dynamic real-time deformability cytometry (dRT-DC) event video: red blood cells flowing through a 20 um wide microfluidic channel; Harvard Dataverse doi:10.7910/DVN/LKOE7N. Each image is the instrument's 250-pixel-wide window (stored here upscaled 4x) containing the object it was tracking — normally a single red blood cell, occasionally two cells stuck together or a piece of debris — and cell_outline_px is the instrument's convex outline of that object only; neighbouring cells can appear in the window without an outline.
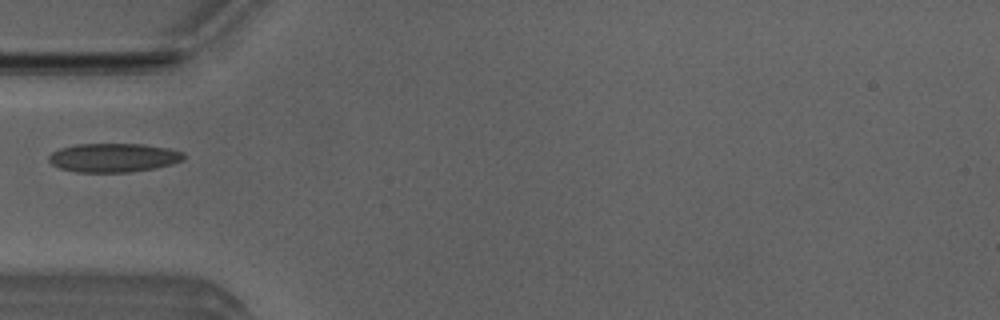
{"species": "Egyptian fruit bat (a non-hibernating species)", "species_latin": "Rousettus aegyptiacus", "temperature_condition": "room temperature", "stored_images_in_passage": 1, "camera_frame_rate_fps": 3000, "um_per_image_px": 0.085, "animal": {"sex": "male"}, "frame": {"image": 1, "passage_image": 1, "time_ms": 0.0, "image_size_px": [1000, 320], "cell_outline_px": [[184, 160], [172, 164], [156, 168], [128, 172], [76, 172], [60, 168], [52, 164], [48, 160], [48, 156], [52, 152], [60, 148], [76, 144], [144, 144], [168, 148], [184, 152]], "centroid_in_image_um": [9.66, 13.4], "position_along_channel_um": 75.3, "area_um2": 22.77}}